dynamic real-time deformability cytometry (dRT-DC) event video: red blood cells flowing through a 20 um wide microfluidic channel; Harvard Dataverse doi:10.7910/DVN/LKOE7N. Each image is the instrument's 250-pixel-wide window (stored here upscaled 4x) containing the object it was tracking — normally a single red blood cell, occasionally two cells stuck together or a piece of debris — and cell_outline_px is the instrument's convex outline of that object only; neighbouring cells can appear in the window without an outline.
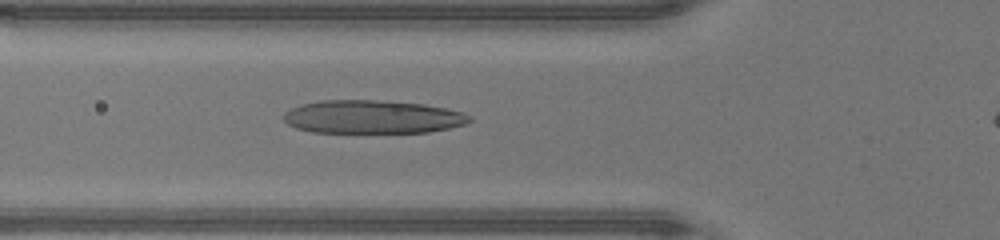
{"species": "human", "species_latin": "Homo sapiens", "temperature_condition": "warm", "stored_images_in_passage": 31, "camera_frame_rate_fps": 3000, "um_per_image_px": 0.085, "donor": {"sex": "male"}, "frame": {"image": 1, "passage_image": 6, "time_ms": 1.667, "image_size_px": [1000, 240], "cell_outline_px": [[472, 120], [464, 124], [448, 128], [428, 132], [312, 132], [296, 128], [288, 124], [284, 120], [284, 112], [300, 104], [320, 100], [376, 100], [424, 104], [448, 108], [464, 112], [472, 116]], "centroid_in_image_um": [31.67, 9.93], "position_along_channel_um": 94.1, "area_um2": 36.13}}
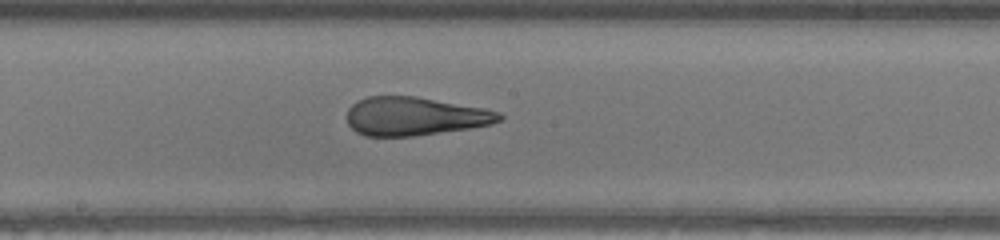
{"frame": {"image": 2, "passage_image": 14, "time_ms": 4.333, "image_size_px": [1000, 240], "cell_outline_px": [[504, 116], [500, 120], [492, 124], [468, 128], [412, 136], [364, 136], [356, 132], [348, 124], [348, 108], [356, 100], [368, 96], [416, 96], [484, 108], [500, 112]], "centroid_in_image_um": [35.23, 9.87], "position_along_channel_um": 213.0, "area_um2": 34.1}}
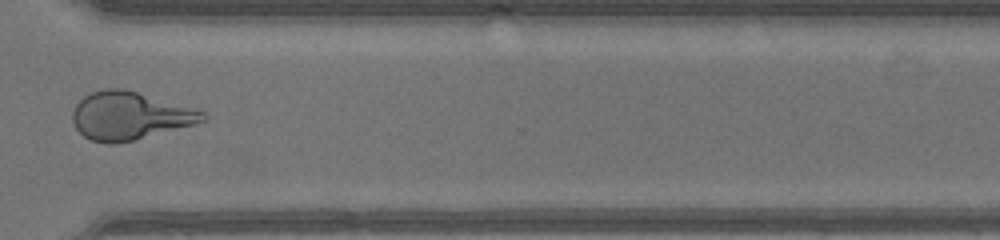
{"frame": {"image": 3, "passage_image": 24, "time_ms": 7.667, "image_size_px": [1000, 240], "cell_outline_px": [[208, 120], [196, 124], [116, 144], [108, 144], [92, 140], [84, 136], [76, 128], [72, 120], [72, 112], [76, 104], [84, 96], [92, 92], [108, 88], [124, 88], [204, 112], [208, 116]], "centroid_in_image_um": [11.0, 9.85], "position_along_channel_um": 359.6, "area_um2": 35.95}}